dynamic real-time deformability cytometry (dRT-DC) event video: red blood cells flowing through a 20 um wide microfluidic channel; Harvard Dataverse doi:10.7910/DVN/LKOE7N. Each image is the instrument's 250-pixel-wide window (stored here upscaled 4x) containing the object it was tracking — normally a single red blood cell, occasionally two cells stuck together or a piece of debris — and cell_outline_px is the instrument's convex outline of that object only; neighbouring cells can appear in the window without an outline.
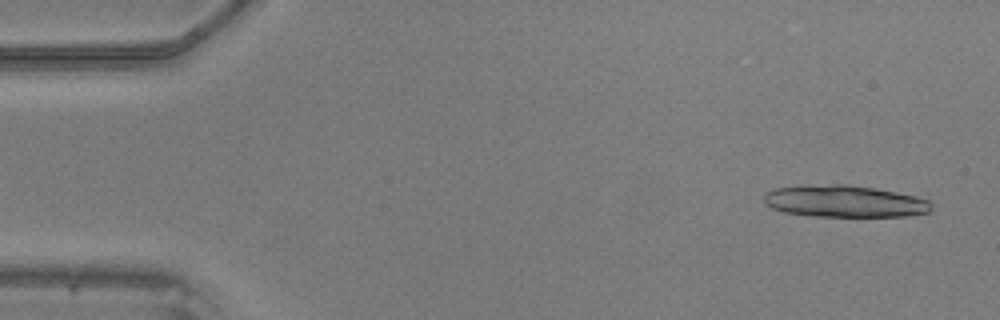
{"species": "common noctule bat (a hibernating species)", "species_latin": "Nyctalus noctula", "temperature_condition": "warm", "stored_images_in_passage": 28, "camera_frame_rate_fps": 3000, "um_per_image_px": 0.085, "animal": {"sex": "male", "body_mass_g": 20.5, "forearm_length_mm": 52.5}, "frame": {"image": 1, "passage_image": 3, "time_ms": 0.667, "image_size_px": [1000, 320], "cell_outline_px": [[932, 208], [928, 212], [908, 216], [812, 216], [784, 212], [772, 208], [764, 200], [764, 192], [772, 188], [832, 184], [848, 184], [876, 188], [916, 196], [928, 200], [932, 204]], "centroid_in_image_um": [71.8, 17.11], "position_along_channel_um": 13.2, "area_um2": 31.1}}
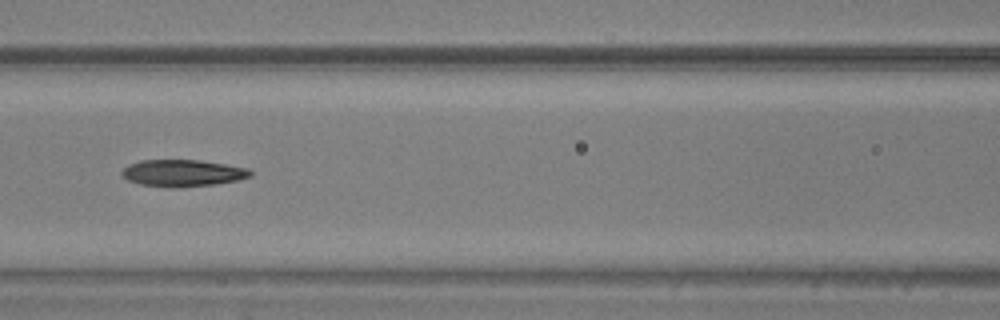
{"frame": {"image": 2, "passage_image": 22, "time_ms": 7.0, "image_size_px": [1000, 320], "cell_outline_px": [[252, 176], [236, 180], [216, 184], [172, 188], [140, 184], [128, 180], [120, 172], [128, 164], [140, 160], [200, 160], [248, 168], [252, 172]], "centroid_in_image_um": [15.51, 14.71], "position_along_channel_um": 151.1, "area_um2": 20.06}}
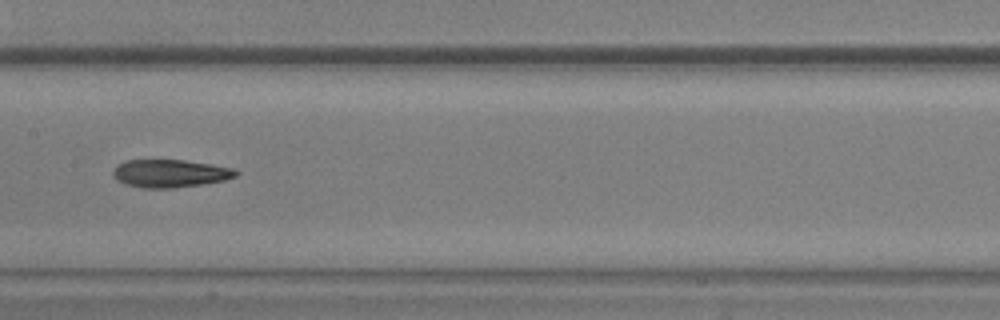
{"frame": {"image": 3, "passage_image": 25, "time_ms": 8.0, "image_size_px": [1000, 320], "cell_outline_px": [[240, 172], [236, 176], [224, 180], [200, 184], [172, 188], [140, 188], [124, 184], [116, 180], [112, 176], [112, 172], [120, 164], [128, 160], [184, 160], [232, 168]], "centroid_in_image_um": [14.42, 14.75], "position_along_channel_um": 193.0, "area_um2": 19.77}}